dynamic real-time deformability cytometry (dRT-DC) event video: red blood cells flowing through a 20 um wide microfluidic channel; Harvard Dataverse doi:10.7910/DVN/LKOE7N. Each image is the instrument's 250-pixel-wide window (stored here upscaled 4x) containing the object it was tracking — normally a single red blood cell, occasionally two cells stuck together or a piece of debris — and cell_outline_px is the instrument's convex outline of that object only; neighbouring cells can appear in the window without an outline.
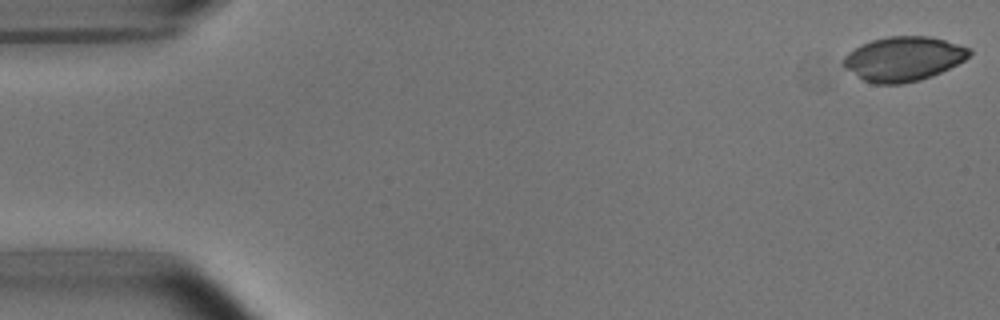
{"species": "common noctule bat (a hibernating species)", "species_latin": "Nyctalus noctula", "temperature_condition": "room temperature", "stored_images_in_passage": 5, "camera_frame_rate_fps": 3000, "um_per_image_px": 0.085, "animal": {"sex": "male", "body_mass_g": 15.6}, "frame": {"image": 1, "passage_image": 1, "time_ms": 0.0, "image_size_px": [1000, 320], "cell_outline_px": [[972, 52], [964, 60], [932, 76], [920, 80], [900, 84], [872, 84], [864, 80], [844, 68], [840, 64], [844, 56], [848, 52], [860, 44], [872, 40], [888, 36], [928, 36], [944, 40], [972, 48]], "centroid_in_image_um": [76.75, 5.0], "position_along_channel_um": 8.2, "area_um2": 32.71}}